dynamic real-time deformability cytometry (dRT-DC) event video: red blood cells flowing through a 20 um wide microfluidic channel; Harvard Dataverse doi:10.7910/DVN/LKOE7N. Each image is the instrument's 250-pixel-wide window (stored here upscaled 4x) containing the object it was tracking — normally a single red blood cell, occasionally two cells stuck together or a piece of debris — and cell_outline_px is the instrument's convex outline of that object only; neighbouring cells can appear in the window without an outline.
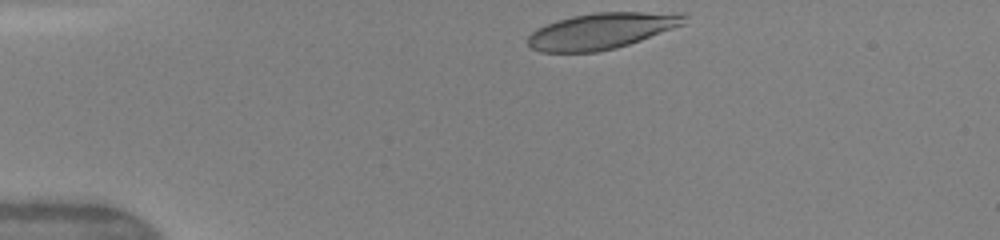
{"species": "human", "species_latin": "Homo sapiens", "temperature_condition": "warm", "stored_images_in_passage": 39, "camera_frame_rate_fps": 3000, "um_per_image_px": 0.085, "donor": {"sex": "female"}, "frame": {"image": 1, "passage_image": 1, "time_ms": 0.0, "image_size_px": [1000, 240], "cell_outline_px": [[684, 24], [640, 40], [616, 48], [596, 52], [540, 52], [532, 48], [528, 44], [528, 36], [536, 28], [544, 24], [556, 20], [572, 16], [596, 12], [684, 12]], "centroid_in_image_um": [51.1, 2.62], "position_along_channel_um": 33.9, "area_um2": 32.89}}
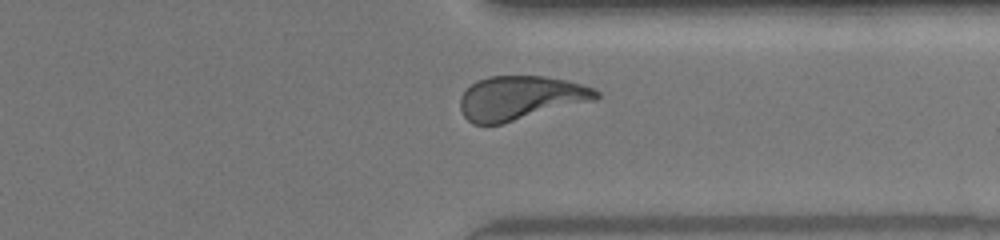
{"frame": {"image": 2, "passage_image": 29, "time_ms": 9.333, "image_size_px": [1000, 240], "cell_outline_px": [[600, 96], [596, 100], [500, 124], [472, 124], [464, 116], [460, 108], [460, 96], [476, 80], [488, 76], [544, 76], [568, 80], [596, 88], [600, 92]], "centroid_in_image_um": [44.26, 8.31], "position_along_channel_um": 367.1, "area_um2": 34.97}}
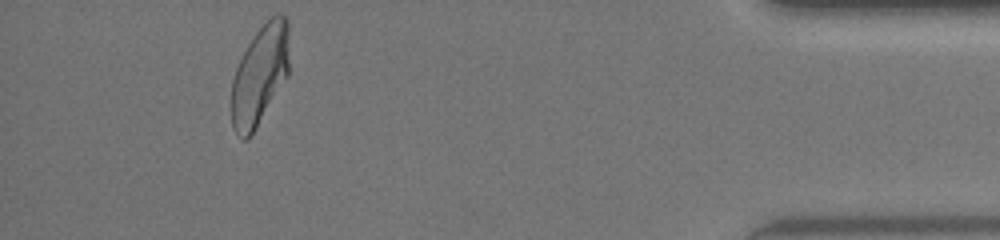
{"frame": {"image": 3, "passage_image": 36, "time_ms": 11.667, "image_size_px": [1000, 240], "cell_outline_px": [[288, 76], [248, 140], [244, 140], [232, 128], [232, 80], [236, 68], [248, 44], [256, 32], [276, 12], [280, 12], [288, 20]], "centroid_in_image_um": [22.09, 6.37], "position_along_channel_um": 413.1, "area_um2": 33.23}, "authors_computed_cell_mechanics": {"area_um2": 34.9112, "velocity_mm_per_s": 4.1633, "shape_relaxation_time_tau1_ms": 3.8006, "shape_relaxation_time_tau2_ms": 0.6286, "deformation_change_tau1": 0.1872, "deformation_change_tau2": 0.0785}}